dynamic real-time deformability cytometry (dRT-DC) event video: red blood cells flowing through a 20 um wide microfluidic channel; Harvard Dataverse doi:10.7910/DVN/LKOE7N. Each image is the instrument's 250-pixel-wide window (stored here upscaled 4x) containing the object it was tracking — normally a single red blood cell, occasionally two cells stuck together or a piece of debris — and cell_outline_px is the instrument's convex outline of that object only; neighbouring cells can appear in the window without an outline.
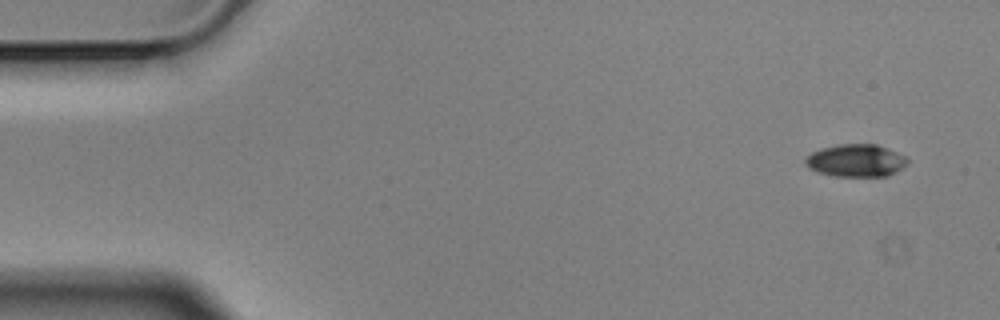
{"species": "Egyptian fruit bat (a non-hibernating species)", "species_latin": "Rousettus aegyptiacus", "temperature_condition": "cold", "stored_images_in_passage": 6, "camera_frame_rate_fps": 3000, "um_per_image_px": 0.085, "animal": {"sex": "male"}, "frame": {"image": 1, "passage_image": 1, "time_ms": 0.0, "image_size_px": [1000, 320], "cell_outline_px": [[908, 164], [896, 172], [888, 176], [832, 176], [816, 172], [808, 168], [804, 164], [804, 160], [812, 152], [820, 148], [840, 144], [876, 144], [888, 148], [904, 156], [908, 160]], "centroid_in_image_um": [72.73, 13.65], "position_along_channel_um": 12.3, "area_um2": 19.54}}
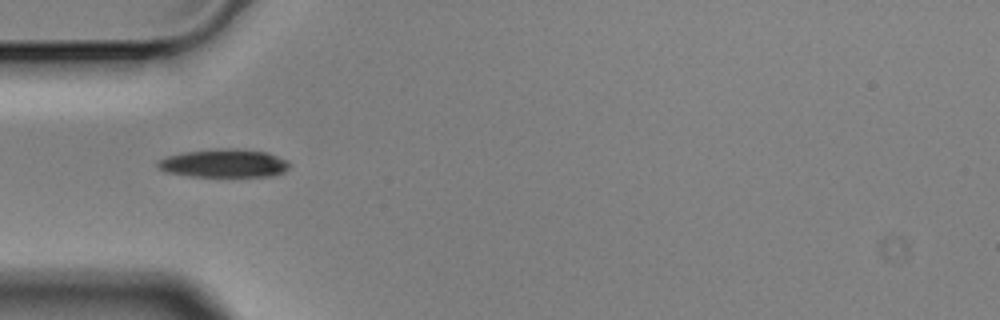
{"frame": {"image": 2, "passage_image": 5, "time_ms": 1.333, "image_size_px": [1000, 320], "cell_outline_px": [[288, 168], [284, 172], [272, 176], [188, 176], [164, 172], [156, 168], [156, 160], [180, 152], [220, 148], [236, 148], [268, 152], [288, 160]], "centroid_in_image_um": [18.98, 13.87], "position_along_channel_um": 66.0, "area_um2": 22.08}}
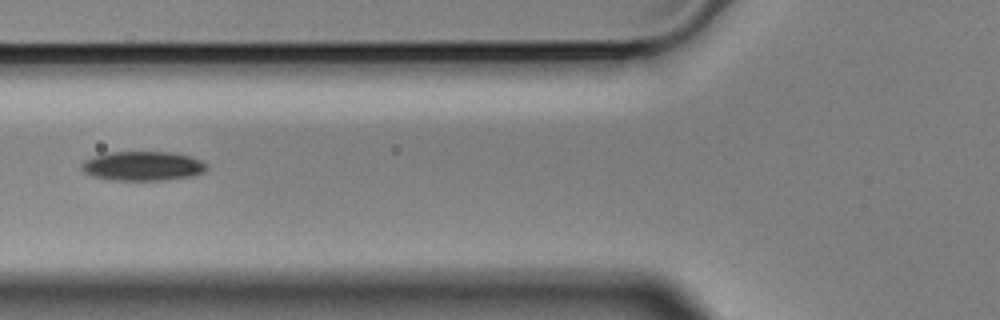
{"frame": {"image": 3, "passage_image": 6, "time_ms": 1.667, "image_size_px": [1000, 320], "cell_outline_px": [[208, 168], [204, 172], [192, 176], [164, 180], [112, 180], [92, 176], [84, 172], [80, 168], [80, 164], [84, 160], [92, 156], [108, 152], [172, 152], [188, 156], [200, 160], [208, 164]], "centroid_in_image_um": [12.11, 14.11], "position_along_channel_um": 113.7, "area_um2": 21.56}}